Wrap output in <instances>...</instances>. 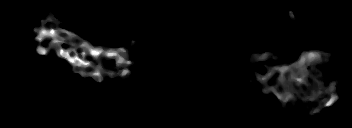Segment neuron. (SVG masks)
<instances>
[{
	"instance_id": "neuron-1",
	"label": "neuron",
	"mask_w": 352,
	"mask_h": 128,
	"mask_svg": "<svg viewBox=\"0 0 352 128\" xmlns=\"http://www.w3.org/2000/svg\"><path fill=\"white\" fill-rule=\"evenodd\" d=\"M48 20L49 18H40L36 21V23H39V25H36L34 28V31L37 34L35 37V43H39L37 46L38 52L41 55L47 56L49 50H57L58 55L61 58H64L65 60H68L71 64V72H74V67L78 66L79 71L77 73H81L87 77H94V80L96 83H103L105 81V77L102 76L106 73V76L110 77H126L127 74L130 73V71L125 69L124 71H121L114 67L110 66H104L101 65V62H104V59H101L100 56H106L109 58H116V61L118 64H125L126 66L131 65V60L128 58H125L126 54L129 53V49H124V48H114V49H104L102 47H95L92 46L87 40L82 39L81 42H78V39L80 40V36L78 33L75 31H66L63 29L61 26L62 24L59 23L58 19H55L54 21V26L53 25H48ZM47 21V22H46ZM43 22V23H42ZM48 25L47 27L45 25ZM53 38V42L51 45L48 47V51L46 48L41 46V43L44 41V39H50ZM64 43H69L71 46L70 48H65ZM82 49V56L78 54V49ZM87 50L90 52V55L93 56V60L87 61V56L89 55L87 53ZM72 52L75 54V56L72 57ZM123 53V54H122ZM259 58L264 59L267 57V53H261L259 54ZM257 58H253L251 62V66L254 65L256 62ZM94 60L99 61L98 65H94ZM333 58L326 53L320 52L319 50L316 51H309V52H304L301 53L299 58L294 62V63H286L284 66H274V67H268L269 73L267 74H258V72H254L255 79L258 80L259 82H265L266 79L271 78L273 74L277 71H279L281 79L283 80L282 84L283 87L286 88V91L284 94H281L277 90L278 86V79L274 78L273 79V87L271 88L272 94L277 97V99L282 102V101H290L293 94L291 90V85L292 82L294 83H301L303 86H308V82L306 81L307 75H311L312 81H314L317 85V88L319 91L322 93V95L326 96L327 102L323 105L324 108L330 107L333 103H335L338 100V96L335 95L333 92H335V80L331 79L330 80V86L329 90L324 91L323 88L321 87L319 80L317 77H314V73L310 69H308V65L310 64H318L320 61L324 62L325 64L331 62ZM83 67L88 68V73H85L84 70H82ZM301 72V76L299 77L298 73ZM289 74L288 80H285V76ZM290 85V86H289ZM296 86L294 89V95H299V88ZM260 90L264 92L265 95H267L269 91H266L264 87H260ZM317 93L312 94L311 97L308 99H304V97H300V100H305L304 102H313L317 98ZM327 96L329 98L327 99Z\"/></svg>"
}]
</instances>
